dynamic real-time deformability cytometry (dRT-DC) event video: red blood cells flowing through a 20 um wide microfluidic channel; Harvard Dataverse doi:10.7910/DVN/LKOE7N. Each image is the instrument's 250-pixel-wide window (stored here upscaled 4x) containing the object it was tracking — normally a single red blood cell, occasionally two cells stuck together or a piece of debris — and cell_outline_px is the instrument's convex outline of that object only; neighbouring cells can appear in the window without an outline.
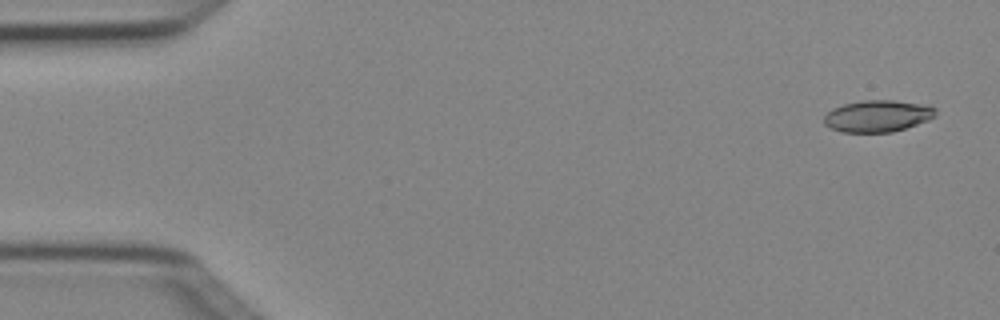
{"species": "Egyptian fruit bat (a non-hibernating species)", "species_latin": "Rousettus aegyptiacus", "temperature_condition": "cold", "stored_images_in_passage": 5, "camera_frame_rate_fps": 3000, "um_per_image_px": 0.085, "animal": {"sex": "female"}, "frame": {"image": 1, "passage_image": 1, "time_ms": 0.0, "image_size_px": [1000, 320], "cell_outline_px": [[936, 116], [928, 120], [892, 132], [840, 132], [824, 124], [824, 116], [832, 108], [844, 104], [864, 100], [892, 100], [920, 104], [936, 108]], "centroid_in_image_um": [74.57, 9.86], "position_along_channel_um": 10.4, "area_um2": 20.46}}
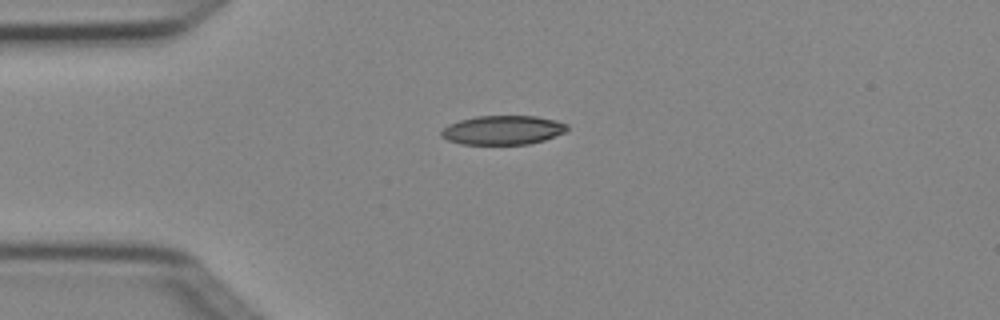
{"frame": {"image": 2, "passage_image": 4, "time_ms": 1.0, "image_size_px": [1000, 320], "cell_outline_px": [[568, 128], [564, 132], [544, 140], [528, 144], [460, 144], [448, 140], [440, 136], [440, 132], [448, 124], [460, 120], [476, 116], [536, 116], [556, 120], [568, 124]], "centroid_in_image_um": [42.72, 11.05], "position_along_channel_um": 42.3, "area_um2": 21.33}}
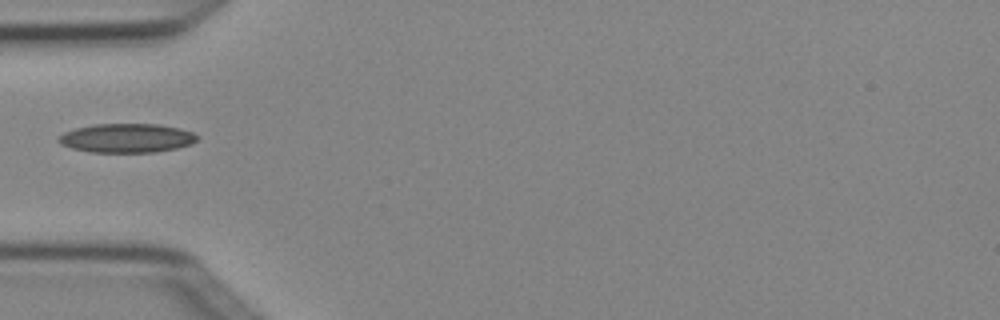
{"frame": {"image": 3, "passage_image": 5, "time_ms": 1.333, "image_size_px": [1000, 320], "cell_outline_px": [[196, 140], [192, 144], [176, 148], [156, 152], [88, 152], [72, 148], [60, 144], [56, 140], [64, 132], [76, 128], [96, 124], [160, 124], [180, 128], [192, 132], [196, 136]], "centroid_in_image_um": [10.76, 11.74], "position_along_channel_um": 74.2, "area_um2": 23.41}}